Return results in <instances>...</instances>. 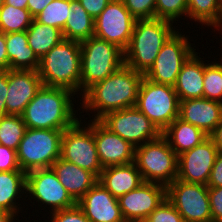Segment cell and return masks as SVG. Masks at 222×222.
Wrapping results in <instances>:
<instances>
[{
    "mask_svg": "<svg viewBox=\"0 0 222 222\" xmlns=\"http://www.w3.org/2000/svg\"><path fill=\"white\" fill-rule=\"evenodd\" d=\"M177 155L201 144L209 136L194 125L177 117L163 132Z\"/></svg>",
    "mask_w": 222,
    "mask_h": 222,
    "instance_id": "obj_26",
    "label": "cell"
},
{
    "mask_svg": "<svg viewBox=\"0 0 222 222\" xmlns=\"http://www.w3.org/2000/svg\"><path fill=\"white\" fill-rule=\"evenodd\" d=\"M135 107L161 132L179 117V99L173 86L143 77Z\"/></svg>",
    "mask_w": 222,
    "mask_h": 222,
    "instance_id": "obj_9",
    "label": "cell"
},
{
    "mask_svg": "<svg viewBox=\"0 0 222 222\" xmlns=\"http://www.w3.org/2000/svg\"><path fill=\"white\" fill-rule=\"evenodd\" d=\"M215 29H216V31L218 30V31H220L219 32V34H222V17H221V19H220V22H219V24L215 27ZM221 43H222V40H221Z\"/></svg>",
    "mask_w": 222,
    "mask_h": 222,
    "instance_id": "obj_48",
    "label": "cell"
},
{
    "mask_svg": "<svg viewBox=\"0 0 222 222\" xmlns=\"http://www.w3.org/2000/svg\"><path fill=\"white\" fill-rule=\"evenodd\" d=\"M53 0H28L27 10L33 18L39 15L42 10Z\"/></svg>",
    "mask_w": 222,
    "mask_h": 222,
    "instance_id": "obj_43",
    "label": "cell"
},
{
    "mask_svg": "<svg viewBox=\"0 0 222 222\" xmlns=\"http://www.w3.org/2000/svg\"><path fill=\"white\" fill-rule=\"evenodd\" d=\"M23 197L27 198L26 173L24 171L0 172V210L12 213L19 218L18 214L22 213L21 210L23 211L25 206L24 203L23 205L19 203L22 201L21 198L24 199Z\"/></svg>",
    "mask_w": 222,
    "mask_h": 222,
    "instance_id": "obj_24",
    "label": "cell"
},
{
    "mask_svg": "<svg viewBox=\"0 0 222 222\" xmlns=\"http://www.w3.org/2000/svg\"><path fill=\"white\" fill-rule=\"evenodd\" d=\"M98 181L115 198L136 189L144 182L135 162L103 168Z\"/></svg>",
    "mask_w": 222,
    "mask_h": 222,
    "instance_id": "obj_23",
    "label": "cell"
},
{
    "mask_svg": "<svg viewBox=\"0 0 222 222\" xmlns=\"http://www.w3.org/2000/svg\"><path fill=\"white\" fill-rule=\"evenodd\" d=\"M212 222H222V187H208Z\"/></svg>",
    "mask_w": 222,
    "mask_h": 222,
    "instance_id": "obj_39",
    "label": "cell"
},
{
    "mask_svg": "<svg viewBox=\"0 0 222 222\" xmlns=\"http://www.w3.org/2000/svg\"><path fill=\"white\" fill-rule=\"evenodd\" d=\"M70 15V0H53L34 19L44 25L63 30Z\"/></svg>",
    "mask_w": 222,
    "mask_h": 222,
    "instance_id": "obj_32",
    "label": "cell"
},
{
    "mask_svg": "<svg viewBox=\"0 0 222 222\" xmlns=\"http://www.w3.org/2000/svg\"><path fill=\"white\" fill-rule=\"evenodd\" d=\"M200 56V53L195 51L183 64L177 76L173 87L179 101L204 97V67L210 61H204Z\"/></svg>",
    "mask_w": 222,
    "mask_h": 222,
    "instance_id": "obj_21",
    "label": "cell"
},
{
    "mask_svg": "<svg viewBox=\"0 0 222 222\" xmlns=\"http://www.w3.org/2000/svg\"><path fill=\"white\" fill-rule=\"evenodd\" d=\"M100 121L134 147L162 135V132L136 107L109 112Z\"/></svg>",
    "mask_w": 222,
    "mask_h": 222,
    "instance_id": "obj_13",
    "label": "cell"
},
{
    "mask_svg": "<svg viewBox=\"0 0 222 222\" xmlns=\"http://www.w3.org/2000/svg\"><path fill=\"white\" fill-rule=\"evenodd\" d=\"M87 13L95 20L112 0H78Z\"/></svg>",
    "mask_w": 222,
    "mask_h": 222,
    "instance_id": "obj_40",
    "label": "cell"
},
{
    "mask_svg": "<svg viewBox=\"0 0 222 222\" xmlns=\"http://www.w3.org/2000/svg\"><path fill=\"white\" fill-rule=\"evenodd\" d=\"M10 70H38L40 59L28 45L27 32L5 34Z\"/></svg>",
    "mask_w": 222,
    "mask_h": 222,
    "instance_id": "obj_25",
    "label": "cell"
},
{
    "mask_svg": "<svg viewBox=\"0 0 222 222\" xmlns=\"http://www.w3.org/2000/svg\"><path fill=\"white\" fill-rule=\"evenodd\" d=\"M204 67V98L222 103V57Z\"/></svg>",
    "mask_w": 222,
    "mask_h": 222,
    "instance_id": "obj_33",
    "label": "cell"
},
{
    "mask_svg": "<svg viewBox=\"0 0 222 222\" xmlns=\"http://www.w3.org/2000/svg\"><path fill=\"white\" fill-rule=\"evenodd\" d=\"M166 198L184 222H212L207 185L175 179L166 187Z\"/></svg>",
    "mask_w": 222,
    "mask_h": 222,
    "instance_id": "obj_12",
    "label": "cell"
},
{
    "mask_svg": "<svg viewBox=\"0 0 222 222\" xmlns=\"http://www.w3.org/2000/svg\"><path fill=\"white\" fill-rule=\"evenodd\" d=\"M33 19L27 9L15 8L4 4L0 8V31L4 34L26 31Z\"/></svg>",
    "mask_w": 222,
    "mask_h": 222,
    "instance_id": "obj_31",
    "label": "cell"
},
{
    "mask_svg": "<svg viewBox=\"0 0 222 222\" xmlns=\"http://www.w3.org/2000/svg\"><path fill=\"white\" fill-rule=\"evenodd\" d=\"M82 118L64 130L60 158L86 169L98 178L103 170L94 139V120L83 123ZM90 121V122H89Z\"/></svg>",
    "mask_w": 222,
    "mask_h": 222,
    "instance_id": "obj_8",
    "label": "cell"
},
{
    "mask_svg": "<svg viewBox=\"0 0 222 222\" xmlns=\"http://www.w3.org/2000/svg\"><path fill=\"white\" fill-rule=\"evenodd\" d=\"M90 222H126L118 198L99 181L77 202Z\"/></svg>",
    "mask_w": 222,
    "mask_h": 222,
    "instance_id": "obj_19",
    "label": "cell"
},
{
    "mask_svg": "<svg viewBox=\"0 0 222 222\" xmlns=\"http://www.w3.org/2000/svg\"><path fill=\"white\" fill-rule=\"evenodd\" d=\"M43 86L37 70L8 69L6 115H22L27 104Z\"/></svg>",
    "mask_w": 222,
    "mask_h": 222,
    "instance_id": "obj_18",
    "label": "cell"
},
{
    "mask_svg": "<svg viewBox=\"0 0 222 222\" xmlns=\"http://www.w3.org/2000/svg\"><path fill=\"white\" fill-rule=\"evenodd\" d=\"M174 23L163 19L136 20L128 47L124 50L125 65L143 75L153 65L161 47L177 30Z\"/></svg>",
    "mask_w": 222,
    "mask_h": 222,
    "instance_id": "obj_3",
    "label": "cell"
},
{
    "mask_svg": "<svg viewBox=\"0 0 222 222\" xmlns=\"http://www.w3.org/2000/svg\"><path fill=\"white\" fill-rule=\"evenodd\" d=\"M75 95L65 88L43 85L21 115L25 125L32 129L62 131L73 126L80 117L85 118L84 115L78 114L80 108L77 107L75 110L74 103L76 98H79H74Z\"/></svg>",
    "mask_w": 222,
    "mask_h": 222,
    "instance_id": "obj_2",
    "label": "cell"
},
{
    "mask_svg": "<svg viewBox=\"0 0 222 222\" xmlns=\"http://www.w3.org/2000/svg\"><path fill=\"white\" fill-rule=\"evenodd\" d=\"M177 29L164 43L153 65L143 75L151 82L174 86L183 64L196 51L190 36ZM180 31V32H179ZM195 48V49H194Z\"/></svg>",
    "mask_w": 222,
    "mask_h": 222,
    "instance_id": "obj_10",
    "label": "cell"
},
{
    "mask_svg": "<svg viewBox=\"0 0 222 222\" xmlns=\"http://www.w3.org/2000/svg\"><path fill=\"white\" fill-rule=\"evenodd\" d=\"M143 74L127 65L104 80L95 83L83 95L78 105L91 120H100L107 113L125 108L135 107ZM93 114L90 116V114ZM91 111V112H90Z\"/></svg>",
    "mask_w": 222,
    "mask_h": 222,
    "instance_id": "obj_1",
    "label": "cell"
},
{
    "mask_svg": "<svg viewBox=\"0 0 222 222\" xmlns=\"http://www.w3.org/2000/svg\"><path fill=\"white\" fill-rule=\"evenodd\" d=\"M6 171H22L17 161V153L15 150L0 145V172Z\"/></svg>",
    "mask_w": 222,
    "mask_h": 222,
    "instance_id": "obj_38",
    "label": "cell"
},
{
    "mask_svg": "<svg viewBox=\"0 0 222 222\" xmlns=\"http://www.w3.org/2000/svg\"><path fill=\"white\" fill-rule=\"evenodd\" d=\"M26 32L28 45L39 59L64 39L62 30L41 24L35 19Z\"/></svg>",
    "mask_w": 222,
    "mask_h": 222,
    "instance_id": "obj_28",
    "label": "cell"
},
{
    "mask_svg": "<svg viewBox=\"0 0 222 222\" xmlns=\"http://www.w3.org/2000/svg\"><path fill=\"white\" fill-rule=\"evenodd\" d=\"M27 126L21 115H3L0 117V145L17 151Z\"/></svg>",
    "mask_w": 222,
    "mask_h": 222,
    "instance_id": "obj_30",
    "label": "cell"
},
{
    "mask_svg": "<svg viewBox=\"0 0 222 222\" xmlns=\"http://www.w3.org/2000/svg\"><path fill=\"white\" fill-rule=\"evenodd\" d=\"M134 162L145 182L167 187L177 179L178 155L163 135L136 147Z\"/></svg>",
    "mask_w": 222,
    "mask_h": 222,
    "instance_id": "obj_6",
    "label": "cell"
},
{
    "mask_svg": "<svg viewBox=\"0 0 222 222\" xmlns=\"http://www.w3.org/2000/svg\"><path fill=\"white\" fill-rule=\"evenodd\" d=\"M5 0H0V8L4 5Z\"/></svg>",
    "mask_w": 222,
    "mask_h": 222,
    "instance_id": "obj_49",
    "label": "cell"
},
{
    "mask_svg": "<svg viewBox=\"0 0 222 222\" xmlns=\"http://www.w3.org/2000/svg\"><path fill=\"white\" fill-rule=\"evenodd\" d=\"M49 217H47L50 219L49 222H90L77 204L67 209L52 212Z\"/></svg>",
    "mask_w": 222,
    "mask_h": 222,
    "instance_id": "obj_37",
    "label": "cell"
},
{
    "mask_svg": "<svg viewBox=\"0 0 222 222\" xmlns=\"http://www.w3.org/2000/svg\"><path fill=\"white\" fill-rule=\"evenodd\" d=\"M179 118L210 136L222 121V103L204 97L180 100Z\"/></svg>",
    "mask_w": 222,
    "mask_h": 222,
    "instance_id": "obj_20",
    "label": "cell"
},
{
    "mask_svg": "<svg viewBox=\"0 0 222 222\" xmlns=\"http://www.w3.org/2000/svg\"><path fill=\"white\" fill-rule=\"evenodd\" d=\"M8 93V70H0V117L6 115Z\"/></svg>",
    "mask_w": 222,
    "mask_h": 222,
    "instance_id": "obj_42",
    "label": "cell"
},
{
    "mask_svg": "<svg viewBox=\"0 0 222 222\" xmlns=\"http://www.w3.org/2000/svg\"><path fill=\"white\" fill-rule=\"evenodd\" d=\"M9 69V58L7 55L5 34L0 31V70Z\"/></svg>",
    "mask_w": 222,
    "mask_h": 222,
    "instance_id": "obj_44",
    "label": "cell"
},
{
    "mask_svg": "<svg viewBox=\"0 0 222 222\" xmlns=\"http://www.w3.org/2000/svg\"><path fill=\"white\" fill-rule=\"evenodd\" d=\"M221 17L220 0H187V19L201 24V28L211 27L210 30H213L219 24Z\"/></svg>",
    "mask_w": 222,
    "mask_h": 222,
    "instance_id": "obj_29",
    "label": "cell"
},
{
    "mask_svg": "<svg viewBox=\"0 0 222 222\" xmlns=\"http://www.w3.org/2000/svg\"><path fill=\"white\" fill-rule=\"evenodd\" d=\"M95 20L78 0H70V15L62 30L64 39L82 42L94 36Z\"/></svg>",
    "mask_w": 222,
    "mask_h": 222,
    "instance_id": "obj_27",
    "label": "cell"
},
{
    "mask_svg": "<svg viewBox=\"0 0 222 222\" xmlns=\"http://www.w3.org/2000/svg\"><path fill=\"white\" fill-rule=\"evenodd\" d=\"M51 168L76 202L98 182V177L95 174L62 158H58Z\"/></svg>",
    "mask_w": 222,
    "mask_h": 222,
    "instance_id": "obj_22",
    "label": "cell"
},
{
    "mask_svg": "<svg viewBox=\"0 0 222 222\" xmlns=\"http://www.w3.org/2000/svg\"><path fill=\"white\" fill-rule=\"evenodd\" d=\"M219 150L208 137L201 144L178 155L177 179L207 185Z\"/></svg>",
    "mask_w": 222,
    "mask_h": 222,
    "instance_id": "obj_15",
    "label": "cell"
},
{
    "mask_svg": "<svg viewBox=\"0 0 222 222\" xmlns=\"http://www.w3.org/2000/svg\"><path fill=\"white\" fill-rule=\"evenodd\" d=\"M64 131L27 128L16 151L19 167L25 173L50 168L60 158Z\"/></svg>",
    "mask_w": 222,
    "mask_h": 222,
    "instance_id": "obj_7",
    "label": "cell"
},
{
    "mask_svg": "<svg viewBox=\"0 0 222 222\" xmlns=\"http://www.w3.org/2000/svg\"><path fill=\"white\" fill-rule=\"evenodd\" d=\"M182 16L184 18H182ZM187 17V0H156L155 18L178 23Z\"/></svg>",
    "mask_w": 222,
    "mask_h": 222,
    "instance_id": "obj_34",
    "label": "cell"
},
{
    "mask_svg": "<svg viewBox=\"0 0 222 222\" xmlns=\"http://www.w3.org/2000/svg\"><path fill=\"white\" fill-rule=\"evenodd\" d=\"M166 198V186L143 182L136 189L118 198L126 222H142Z\"/></svg>",
    "mask_w": 222,
    "mask_h": 222,
    "instance_id": "obj_16",
    "label": "cell"
},
{
    "mask_svg": "<svg viewBox=\"0 0 222 222\" xmlns=\"http://www.w3.org/2000/svg\"><path fill=\"white\" fill-rule=\"evenodd\" d=\"M26 196H29L28 199L30 201L28 199L25 201L31 204V199H33L32 206H36L35 203L38 202L39 209L43 207L41 210L44 211L47 208L49 210L47 215L77 204L59 181L51 167L36 169L26 173Z\"/></svg>",
    "mask_w": 222,
    "mask_h": 222,
    "instance_id": "obj_11",
    "label": "cell"
},
{
    "mask_svg": "<svg viewBox=\"0 0 222 222\" xmlns=\"http://www.w3.org/2000/svg\"><path fill=\"white\" fill-rule=\"evenodd\" d=\"M94 139L102 168L134 162L136 147L113 133L100 120H94Z\"/></svg>",
    "mask_w": 222,
    "mask_h": 222,
    "instance_id": "obj_17",
    "label": "cell"
},
{
    "mask_svg": "<svg viewBox=\"0 0 222 222\" xmlns=\"http://www.w3.org/2000/svg\"><path fill=\"white\" fill-rule=\"evenodd\" d=\"M209 137L213 140L217 149L222 152V121Z\"/></svg>",
    "mask_w": 222,
    "mask_h": 222,
    "instance_id": "obj_45",
    "label": "cell"
},
{
    "mask_svg": "<svg viewBox=\"0 0 222 222\" xmlns=\"http://www.w3.org/2000/svg\"><path fill=\"white\" fill-rule=\"evenodd\" d=\"M16 217L17 216L12 213L0 210V222H16L15 220H18V222H20L21 220Z\"/></svg>",
    "mask_w": 222,
    "mask_h": 222,
    "instance_id": "obj_46",
    "label": "cell"
},
{
    "mask_svg": "<svg viewBox=\"0 0 222 222\" xmlns=\"http://www.w3.org/2000/svg\"><path fill=\"white\" fill-rule=\"evenodd\" d=\"M136 19L122 0H112L95 19L94 36L125 50L130 42Z\"/></svg>",
    "mask_w": 222,
    "mask_h": 222,
    "instance_id": "obj_14",
    "label": "cell"
},
{
    "mask_svg": "<svg viewBox=\"0 0 222 222\" xmlns=\"http://www.w3.org/2000/svg\"><path fill=\"white\" fill-rule=\"evenodd\" d=\"M145 222H184L173 204L165 198L147 217Z\"/></svg>",
    "mask_w": 222,
    "mask_h": 222,
    "instance_id": "obj_35",
    "label": "cell"
},
{
    "mask_svg": "<svg viewBox=\"0 0 222 222\" xmlns=\"http://www.w3.org/2000/svg\"><path fill=\"white\" fill-rule=\"evenodd\" d=\"M208 187H222V152L219 151L211 170Z\"/></svg>",
    "mask_w": 222,
    "mask_h": 222,
    "instance_id": "obj_41",
    "label": "cell"
},
{
    "mask_svg": "<svg viewBox=\"0 0 222 222\" xmlns=\"http://www.w3.org/2000/svg\"><path fill=\"white\" fill-rule=\"evenodd\" d=\"M81 80L80 98L95 83L121 68L124 62V50L114 43L92 36L80 42Z\"/></svg>",
    "mask_w": 222,
    "mask_h": 222,
    "instance_id": "obj_5",
    "label": "cell"
},
{
    "mask_svg": "<svg viewBox=\"0 0 222 222\" xmlns=\"http://www.w3.org/2000/svg\"><path fill=\"white\" fill-rule=\"evenodd\" d=\"M4 4L15 8L27 9L28 0H5Z\"/></svg>",
    "mask_w": 222,
    "mask_h": 222,
    "instance_id": "obj_47",
    "label": "cell"
},
{
    "mask_svg": "<svg viewBox=\"0 0 222 222\" xmlns=\"http://www.w3.org/2000/svg\"><path fill=\"white\" fill-rule=\"evenodd\" d=\"M80 65V42L63 39L40 58L37 71L43 85L68 89L80 98Z\"/></svg>",
    "mask_w": 222,
    "mask_h": 222,
    "instance_id": "obj_4",
    "label": "cell"
},
{
    "mask_svg": "<svg viewBox=\"0 0 222 222\" xmlns=\"http://www.w3.org/2000/svg\"><path fill=\"white\" fill-rule=\"evenodd\" d=\"M136 20L154 19L156 0H122Z\"/></svg>",
    "mask_w": 222,
    "mask_h": 222,
    "instance_id": "obj_36",
    "label": "cell"
}]
</instances>
